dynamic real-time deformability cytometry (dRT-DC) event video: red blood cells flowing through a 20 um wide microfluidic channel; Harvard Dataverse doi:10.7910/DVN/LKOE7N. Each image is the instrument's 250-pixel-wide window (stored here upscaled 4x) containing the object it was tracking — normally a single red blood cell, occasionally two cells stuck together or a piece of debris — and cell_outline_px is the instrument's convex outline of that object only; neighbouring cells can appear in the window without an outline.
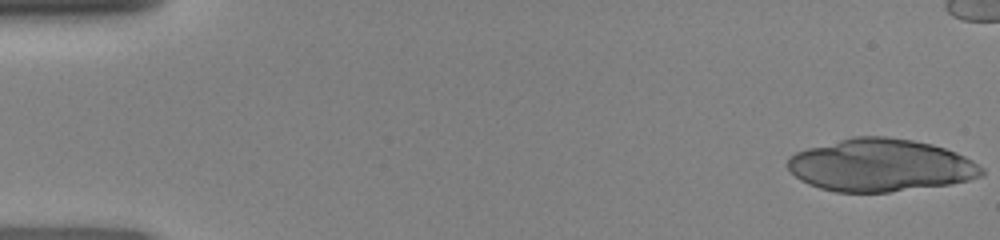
{"species": "human", "species_latin": "Homo sapiens", "temperature_condition": "room temperature", "stored_images_in_passage": 19, "camera_frame_rate_fps": 3000, "um_per_image_px": 0.085, "donor": {"sex": "female"}, "frame": {"image": 1, "passage_image": 1, "time_ms": 0.0, "image_size_px": [1000, 240], "cell_outline_px": [[984, 176], [952, 184], [888, 192], [836, 192], [820, 188], [808, 184], [800, 180], [788, 168], [788, 156], [796, 152], [808, 148], [852, 136], [888, 136], [912, 140], [932, 144], [956, 152], [972, 160], [984, 168]], "centroid_in_image_um": [74.86, 14.04], "position_along_channel_um": 10.1, "area_um2": 59.59}}